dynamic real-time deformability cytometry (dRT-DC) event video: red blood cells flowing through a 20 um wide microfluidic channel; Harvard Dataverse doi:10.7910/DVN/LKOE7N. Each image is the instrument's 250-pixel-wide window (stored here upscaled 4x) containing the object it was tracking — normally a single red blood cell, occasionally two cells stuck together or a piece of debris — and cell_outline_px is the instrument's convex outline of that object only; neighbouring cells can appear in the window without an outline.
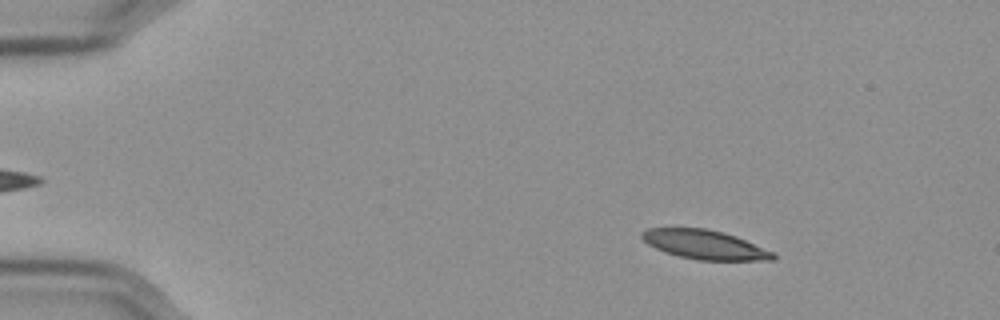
{"species": "Egyptian fruit bat (a non-hibernating species)", "species_latin": "Rousettus aegyptiacus", "temperature_condition": "cold", "stored_images_in_passage": 57, "camera_frame_rate_fps": 3000, "um_per_image_px": 0.085, "frame": {"image": 1, "passage_image": 8, "time_ms": 2.333, "image_size_px": [1000, 320], "cell_outline_px": [[776, 256], [772, 260], [700, 260], [680, 256], [664, 252], [648, 244], [640, 236], [640, 232], [648, 228], [704, 228], [736, 236], [776, 252]], "centroid_in_image_um": [59.91, 20.79], "position_along_channel_um": 25.1, "area_um2": 22.2}}
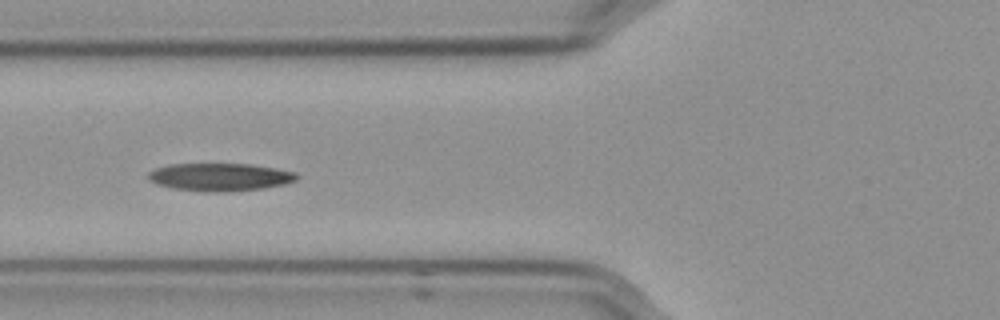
{"frame": {"image": 2, "passage_image": 22, "time_ms": 7.0, "image_size_px": [1000, 320], "cell_outline_px": [[300, 176], [296, 180], [284, 184], [264, 188], [228, 192], [208, 192], [172, 188], [156, 184], [148, 180], [148, 172], [156, 168], [168, 164], [252, 164], [276, 168], [296, 172]], "centroid_in_image_um": [18.7, 15.05], "position_along_channel_um": 107.1, "area_um2": 24.28}}
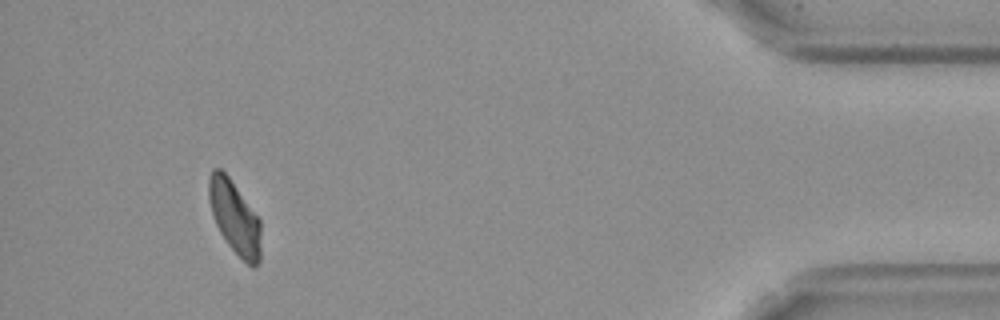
{"frame": {"image": 3, "passage_image": 53, "time_ms": 17.333, "image_size_px": [1000, 320], "cell_outline_px": [[260, 260], [256, 268], [252, 268], [228, 244], [220, 232], [216, 224], [212, 212], [208, 196], [208, 176], [212, 168], [220, 168], [228, 176], [260, 220]], "centroid_in_image_um": [19.93, 18.47], "position_along_channel_um": 415.3, "area_um2": 21.91}, "authors_computed_cell_mechanics": {"area_um2": 23.2934, "velocity_mm_per_s": 3.5581, "shape_relaxation_time_tau1_ms": null, "shape_relaxation_time_tau2_ms": 10.564, "deformation_change_tau1": null, "deformation_change_tau2": 0.1611}}